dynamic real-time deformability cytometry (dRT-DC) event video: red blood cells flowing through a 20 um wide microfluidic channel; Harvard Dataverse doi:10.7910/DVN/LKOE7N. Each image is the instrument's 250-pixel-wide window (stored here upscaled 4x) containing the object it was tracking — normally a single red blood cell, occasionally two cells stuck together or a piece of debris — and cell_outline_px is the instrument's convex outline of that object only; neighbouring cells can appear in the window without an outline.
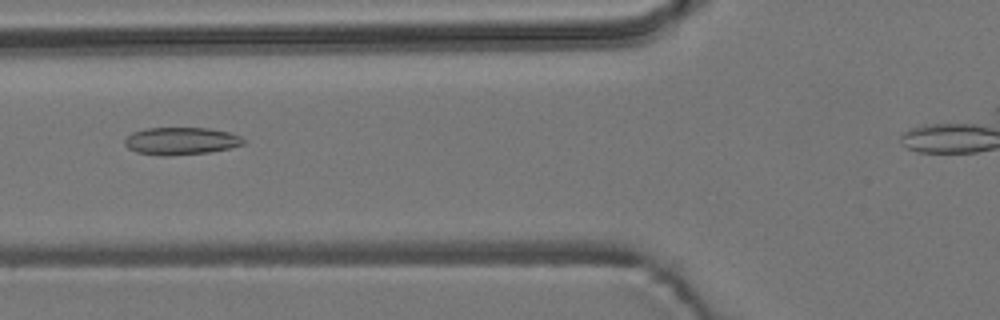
{"species": "common noctule bat (a hibernating species)", "species_latin": "Nyctalus noctula", "temperature_condition": "room temperature", "stored_images_in_passage": 9, "segment_of_instrument_passage": [1, 2], "camera_frame_rate_fps": 3000, "um_per_image_px": 0.085, "animal": {"sex": "male", "body_mass_g": 19.2, "forearm_length_mm": 51.8}, "frame": {"image": 1, "passage_image": 6, "time_ms": 6.667, "image_size_px": [1000, 320], "cell_outline_px": [[248, 140], [244, 144], [228, 148], [208, 152], [168, 156], [160, 156], [136, 152], [128, 148], [124, 144], [124, 140], [132, 132], [144, 128], [208, 128], [232, 132]], "centroid_in_image_um": [15.39, 11.98], "position_along_channel_um": 110.4, "area_um2": 19.19}}
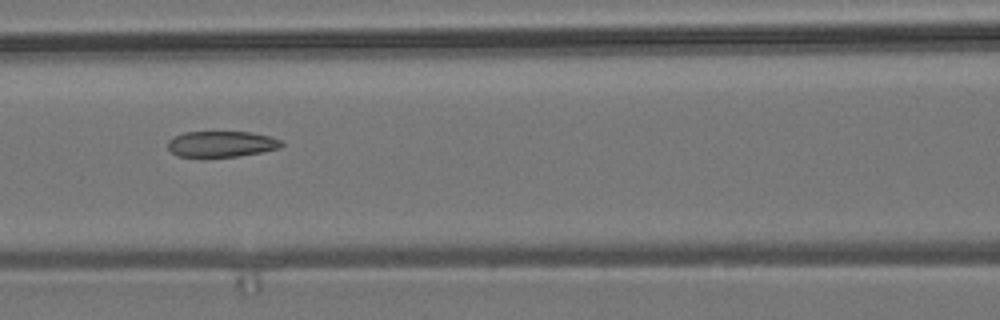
{"frame": {"image": 2, "passage_image": 7, "time_ms": 7.667, "image_size_px": [1000, 320], "cell_outline_px": [[284, 144], [280, 148], [260, 152], [236, 156], [176, 156], [168, 148], [168, 140], [172, 136], [184, 132], [248, 132], [268, 136], [280, 140]], "centroid_in_image_um": [18.78, 12.23], "position_along_channel_um": 147.8, "area_um2": 16.94}}
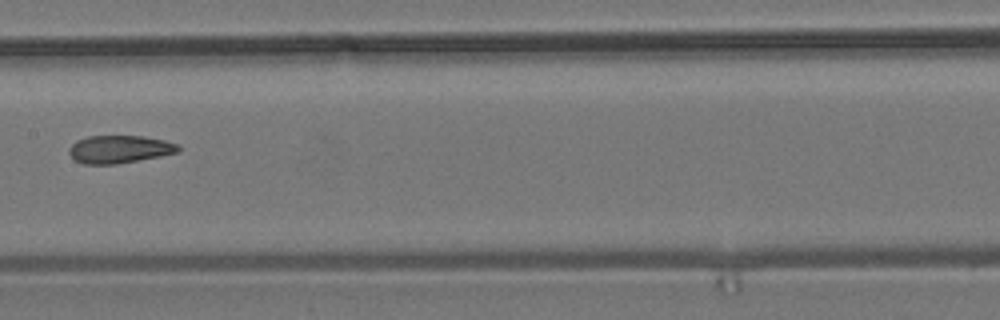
{"frame": {"image": 3, "passage_image": 8, "time_ms": 9.0, "image_size_px": [1000, 320], "cell_outline_px": [[180, 152], [160, 156], [116, 164], [84, 164], [76, 160], [68, 152], [68, 148], [76, 140], [88, 136], [144, 136], [164, 140], [176, 144], [180, 148]], "centroid_in_image_um": [10.14, 12.68], "position_along_channel_um": 197.3, "area_um2": 17.63}}